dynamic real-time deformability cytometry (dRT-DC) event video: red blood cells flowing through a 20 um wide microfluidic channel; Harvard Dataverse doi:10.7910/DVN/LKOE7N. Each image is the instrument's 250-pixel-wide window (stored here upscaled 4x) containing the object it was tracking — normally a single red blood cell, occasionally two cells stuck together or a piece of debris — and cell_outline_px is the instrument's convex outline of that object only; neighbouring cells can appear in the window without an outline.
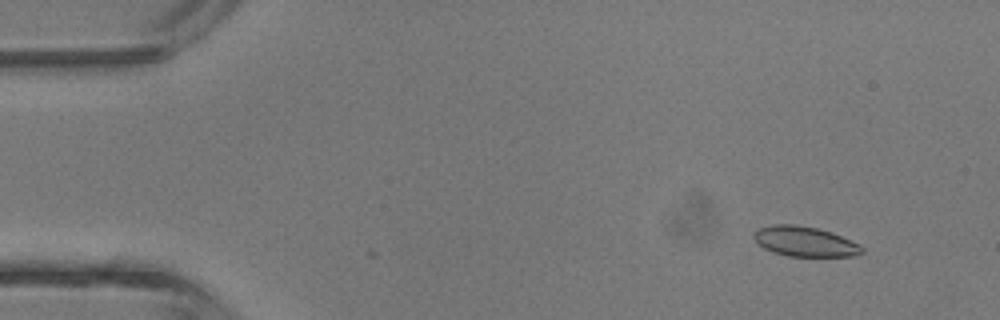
{"species": "common noctule bat (a hibernating species)", "species_latin": "Nyctalus noctula", "temperature_condition": "room temperature", "stored_images_in_passage": 4, "camera_frame_rate_fps": 3000, "um_per_image_px": 0.085, "animal": {"sex": "male", "body_mass_g": 13.3}, "frame": {"image": 1, "passage_image": 2, "time_ms": 1.0, "image_size_px": [1000, 320], "cell_outline_px": [[864, 252], [856, 256], [788, 256], [772, 252], [764, 248], [752, 236], [760, 228], [772, 224], [796, 224], [816, 228], [832, 232], [860, 244], [864, 248]], "centroid_in_image_um": [68.45, 20.53], "position_along_channel_um": 16.5, "area_um2": 18.9}}
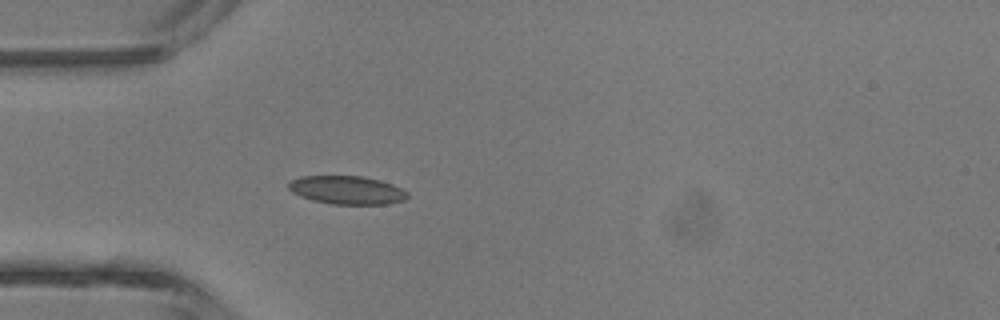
{"frame": {"image": 2, "passage_image": 4, "time_ms": 4.0, "image_size_px": [1000, 320], "cell_outline_px": [[408, 196], [404, 200], [388, 204], [332, 204], [312, 200], [300, 196], [292, 192], [288, 188], [288, 184], [292, 180], [300, 176], [364, 176], [380, 180], [392, 184], [408, 192]], "centroid_in_image_um": [29.49, 16.15], "position_along_channel_um": 55.5, "area_um2": 19.65}}